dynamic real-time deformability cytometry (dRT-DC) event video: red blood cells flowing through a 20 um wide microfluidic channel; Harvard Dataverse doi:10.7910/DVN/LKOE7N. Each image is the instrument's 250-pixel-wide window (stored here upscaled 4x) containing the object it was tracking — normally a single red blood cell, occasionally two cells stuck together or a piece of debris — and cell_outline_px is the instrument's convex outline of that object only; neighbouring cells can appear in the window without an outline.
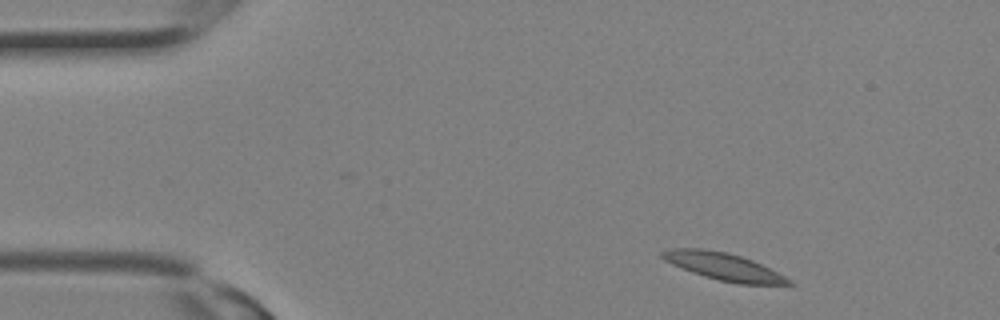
{"species": "Egyptian fruit bat (a non-hibernating species)", "species_latin": "Rousettus aegyptiacus", "temperature_condition": "room temperature", "stored_images_in_passage": 27, "camera_frame_rate_fps": 3000, "um_per_image_px": 0.085, "animal": {"sex": "female"}, "frame": {"image": 1, "passage_image": 1, "time_ms": 0.0, "image_size_px": [1000, 320], "cell_outline_px": [[796, 284], [740, 284], [720, 280], [704, 276], [692, 272], [672, 264], [664, 260], [660, 256], [660, 252], [668, 248], [700, 248], [724, 252], [740, 256], [752, 260], [792, 280]], "centroid_in_image_um": [61.46, 22.65], "position_along_channel_um": 23.5, "area_um2": 19.83}}
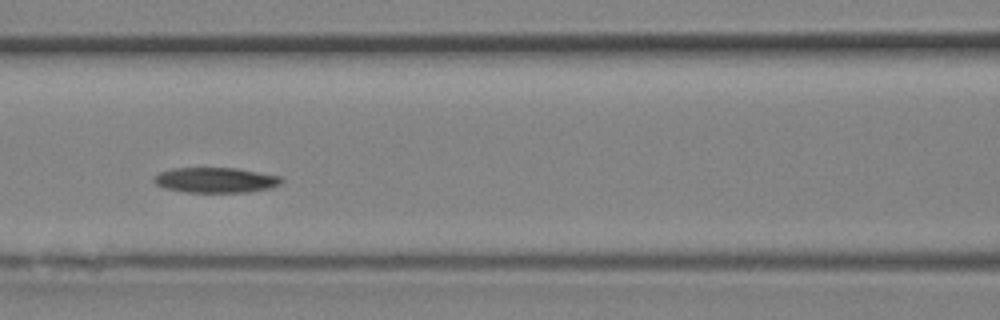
{"frame": {"image": 2, "passage_image": 10, "time_ms": 3.0, "image_size_px": [1000, 320], "cell_outline_px": [[284, 180], [280, 184], [268, 188], [248, 192], [184, 192], [164, 188], [156, 184], [152, 180], [152, 176], [160, 172], [172, 168], [236, 168], [280, 176]], "centroid_in_image_um": [18.28, 15.3], "position_along_channel_um": 148.3, "area_um2": 18.79}}
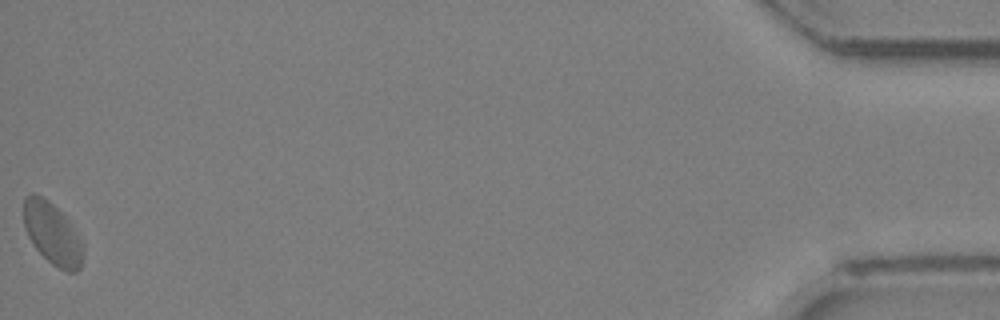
{"frame": {"image": 3, "passage_image": 27, "time_ms": 8.667, "image_size_px": [1000, 320], "cell_outline_px": [[84, 256], [80, 268], [76, 272], [68, 272], [52, 264], [36, 248], [28, 236], [24, 228], [24, 200], [32, 192], [44, 196], [60, 212], [84, 244]], "centroid_in_image_um": [4.45, 19.87], "position_along_channel_um": 430.7, "area_um2": 21.1}}